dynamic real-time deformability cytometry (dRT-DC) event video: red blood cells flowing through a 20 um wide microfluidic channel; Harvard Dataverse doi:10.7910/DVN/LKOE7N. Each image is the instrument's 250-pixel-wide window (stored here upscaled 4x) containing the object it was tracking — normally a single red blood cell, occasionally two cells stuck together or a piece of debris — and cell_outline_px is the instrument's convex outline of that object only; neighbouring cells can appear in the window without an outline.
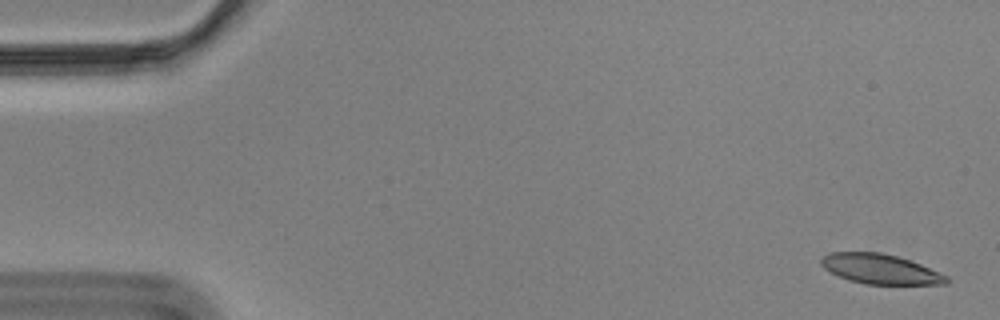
{"species": "Egyptian fruit bat (a non-hibernating species)", "species_latin": "Rousettus aegyptiacus", "temperature_condition": "cold", "stored_images_in_passage": 51, "camera_frame_rate_fps": 3000, "um_per_image_px": 0.085, "animal": {"sex": "male"}, "frame": {"image": 1, "passage_image": 2, "time_ms": 0.333, "image_size_px": [1000, 320], "cell_outline_px": [[948, 284], [864, 284], [848, 280], [824, 268], [820, 264], [820, 260], [828, 252], [880, 252], [896, 256], [920, 264], [948, 276]], "centroid_in_image_um": [74.81, 22.87], "position_along_channel_um": 10.2, "area_um2": 21.62}}
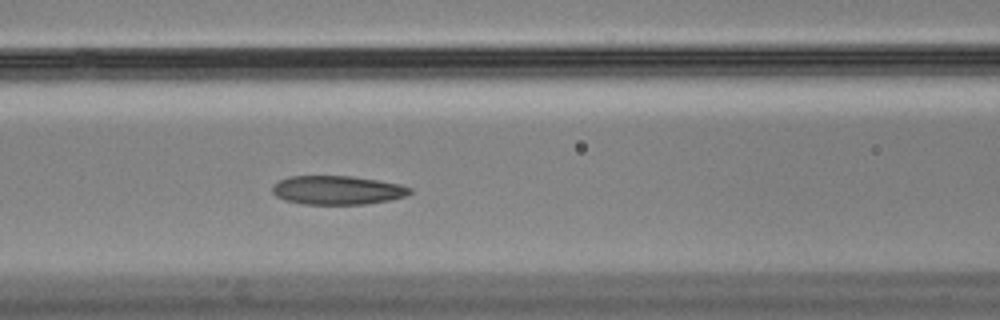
{"frame": {"image": 2, "passage_image": 24, "time_ms": 7.667, "image_size_px": [1000, 320], "cell_outline_px": [[412, 192], [404, 196], [392, 200], [368, 204], [304, 204], [284, 200], [276, 196], [272, 192], [272, 188], [280, 180], [288, 176], [352, 176], [400, 184], [412, 188]], "centroid_in_image_um": [28.69, 16.17], "position_along_channel_um": 137.9, "area_um2": 23.12}}
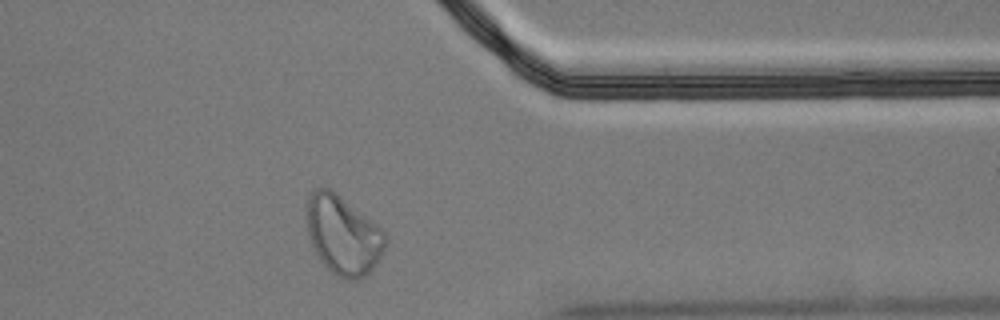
{"frame": {"image": 3, "passage_image": 46, "time_ms": 15.0, "image_size_px": [1000, 320], "cell_outline_px": [[388, 240], [376, 264], [364, 276], [356, 280], [348, 280], [336, 276], [320, 260], [308, 236], [304, 216], [308, 192], [316, 188], [328, 188], [336, 192], [376, 224], [384, 232]], "centroid_in_image_um": [29.11, 19.95], "position_along_channel_um": 382.3, "area_um2": 36.36}, "authors_computed_cell_mechanics": {"area_um2": 23.698, "velocity_mm_per_s": 3.476, "shape_relaxation_time_tau1_ms": null, "shape_relaxation_time_tau2_ms": 1.5168, "deformation_change_tau1": null, "deformation_change_tau2": 0.0711}}